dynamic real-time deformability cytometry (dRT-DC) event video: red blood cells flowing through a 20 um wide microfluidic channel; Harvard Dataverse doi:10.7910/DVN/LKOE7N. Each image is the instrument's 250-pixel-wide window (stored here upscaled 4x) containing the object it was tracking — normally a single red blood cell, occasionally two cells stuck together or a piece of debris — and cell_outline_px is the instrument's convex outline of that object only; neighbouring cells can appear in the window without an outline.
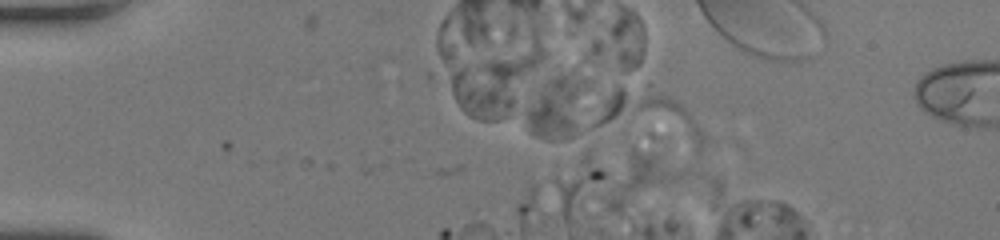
{"species": "human", "species_latin": "Homo sapiens", "temperature_condition": "room temperature", "stored_images_in_passage": 8, "camera_frame_rate_fps": 3000, "um_per_image_px": 0.085, "donor": {"sex": "female"}, "frame": {"image": 1, "passage_image": 1, "time_ms": 0.0, "image_size_px": [1000, 240], "cell_outline_px": [[716, 140], [696, 156], [592, 124], [604, 100], [616, 84], [656, 92], [668, 96], [680, 104]], "centroid_in_image_um": [55.47, 10.18], "position_along_channel_um": 29.5, "area_um2": 34.91}}